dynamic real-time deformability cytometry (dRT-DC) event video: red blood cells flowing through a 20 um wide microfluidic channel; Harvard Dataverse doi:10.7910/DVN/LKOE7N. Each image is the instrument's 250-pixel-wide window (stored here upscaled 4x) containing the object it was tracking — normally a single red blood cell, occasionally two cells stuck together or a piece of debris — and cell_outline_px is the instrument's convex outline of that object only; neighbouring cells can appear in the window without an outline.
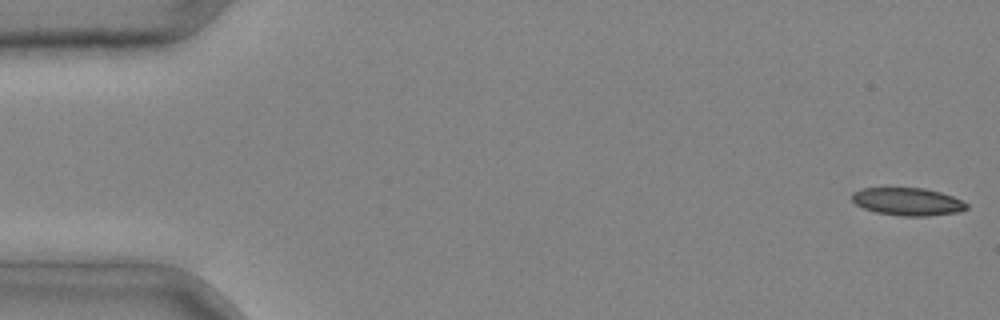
{"species": "common noctule bat (a hibernating species)", "species_latin": "Nyctalus noctula", "temperature_condition": "cold", "stored_images_in_passage": 4, "camera_frame_rate_fps": 3000, "um_per_image_px": 0.085, "animal": {"sex": "male", "body_mass_g": 20.4}, "frame": {"image": 1, "passage_image": 1, "time_ms": 0.0, "image_size_px": [1000, 320], "cell_outline_px": [[968, 208], [960, 212], [928, 216], [904, 216], [876, 212], [864, 208], [856, 204], [852, 200], [852, 192], [860, 188], [924, 188], [940, 192], [952, 196], [968, 204]], "centroid_in_image_um": [77.15, 17.14], "position_along_channel_um": 7.8, "area_um2": 18.5}}
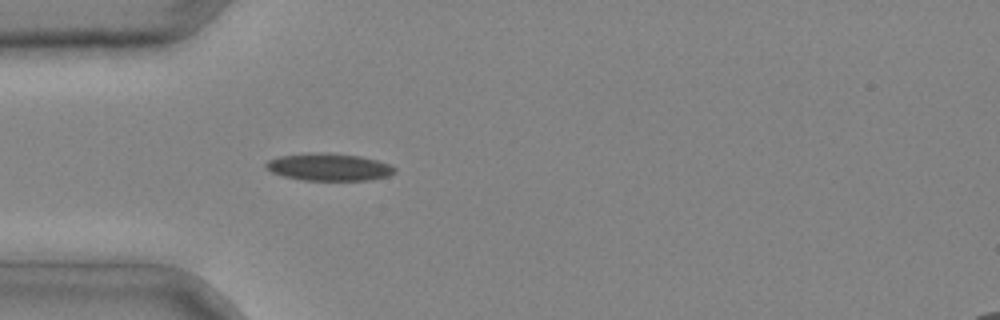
{"frame": {"image": 2, "passage_image": 4, "time_ms": 1.0, "image_size_px": [1000, 320], "cell_outline_px": [[396, 172], [388, 176], [372, 180], [304, 180], [284, 176], [272, 172], [264, 168], [264, 164], [268, 160], [280, 156], [308, 152], [324, 152], [360, 156], [376, 160], [388, 164], [396, 168]], "centroid_in_image_um": [27.94, 14.19], "position_along_channel_um": 57.1, "area_um2": 20.63}}